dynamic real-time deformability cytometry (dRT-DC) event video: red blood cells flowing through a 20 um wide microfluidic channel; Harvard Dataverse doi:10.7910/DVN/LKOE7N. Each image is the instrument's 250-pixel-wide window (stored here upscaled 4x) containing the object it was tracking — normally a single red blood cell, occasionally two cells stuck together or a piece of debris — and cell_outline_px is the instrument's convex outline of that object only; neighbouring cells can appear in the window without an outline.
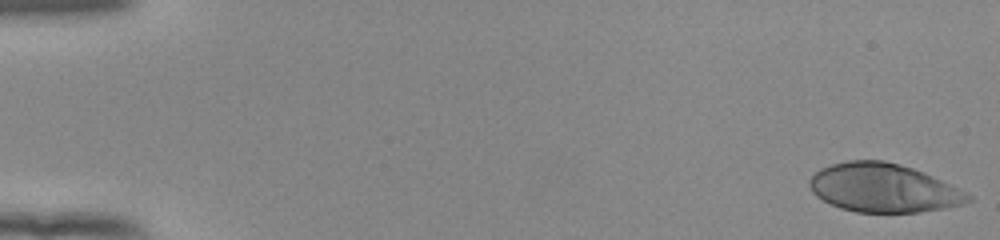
{"species": "human", "species_latin": "Homo sapiens", "temperature_condition": "room temperature", "stored_images_in_passage": 53, "camera_frame_rate_fps": 3000, "um_per_image_px": 0.085, "donor": {"sex": "female"}, "frame": {"image": 1, "passage_image": 1, "time_ms": 0.0, "image_size_px": [1000, 240], "cell_outline_px": [[972, 200], [964, 204], [944, 208], [920, 212], [856, 212], [840, 208], [816, 196], [812, 192], [808, 184], [808, 180], [820, 168], [832, 164], [848, 160], [884, 160], [900, 164], [924, 172], [972, 196]], "centroid_in_image_um": [75.06, 15.97], "position_along_channel_um": 9.9, "area_um2": 44.74}}
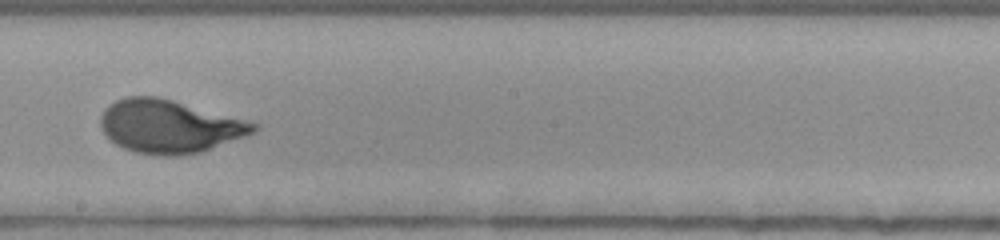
{"frame": {"image": 2, "passage_image": 31, "time_ms": 10.0, "image_size_px": [1000, 240], "cell_outline_px": [[260, 128], [256, 132], [200, 152], [168, 156], [136, 152], [124, 148], [116, 144], [104, 132], [100, 124], [100, 116], [104, 108], [108, 104], [124, 96], [156, 96], [172, 100], [260, 124]], "centroid_in_image_um": [14.38, 10.73], "position_along_channel_um": 233.8, "area_um2": 46.93}}
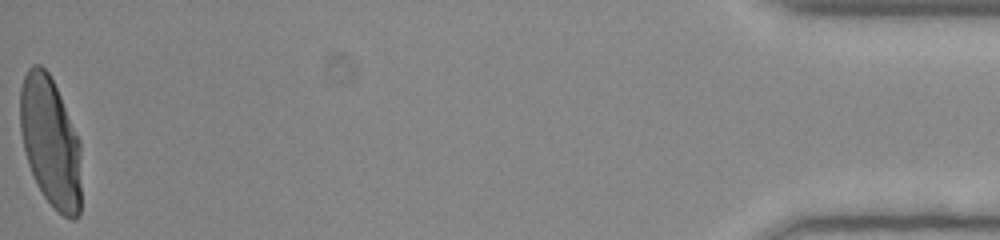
{"frame": {"image": 3, "passage_image": 53, "time_ms": 17.333, "image_size_px": [1000, 240], "cell_outline_px": [[80, 216], [72, 220], [64, 216], [44, 196], [36, 184], [28, 164], [20, 132], [20, 88], [24, 76], [28, 68], [32, 64], [40, 64], [48, 72], [60, 96], [80, 140]], "centroid_in_image_um": [4.28, 12.05], "position_along_channel_um": 430.9, "area_um2": 46.24}, "authors_computed_cell_mechanics": {"area_um2": 45.662, "velocity_mm_per_s": 3.9136, "shape_relaxation_time_tau1_ms": 3.8337, "shape_relaxation_time_tau2_ms": null, "deformation_change_tau1": 0.2289, "deformation_change_tau2": null}}